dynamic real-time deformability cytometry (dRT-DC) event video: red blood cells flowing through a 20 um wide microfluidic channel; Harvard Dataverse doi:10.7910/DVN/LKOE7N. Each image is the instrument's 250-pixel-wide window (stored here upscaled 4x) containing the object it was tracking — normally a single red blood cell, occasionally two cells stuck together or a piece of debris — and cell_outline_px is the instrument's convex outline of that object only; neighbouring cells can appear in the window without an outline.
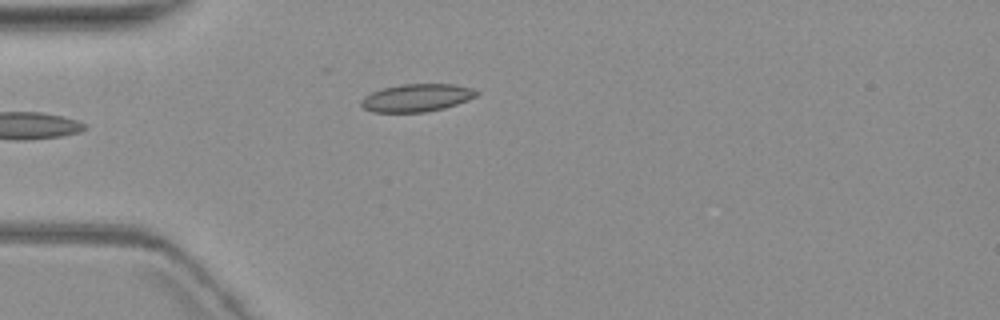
{"species": "common noctule bat (a hibernating species)", "species_latin": "Nyctalus noctula", "temperature_condition": "warm", "stored_images_in_passage": 11, "camera_frame_rate_fps": 3000, "um_per_image_px": 0.085, "animal": {"sex": "female", "body_mass_g": 19.3, "forearm_length_mm": 54.1}, "frame": {"image": 1, "passage_image": 5, "time_ms": 5.667, "image_size_px": [1000, 320], "cell_outline_px": [[480, 92], [476, 96], [468, 100], [444, 108], [424, 112], [372, 112], [364, 108], [360, 104], [360, 100], [364, 96], [372, 92], [384, 88], [400, 84], [452, 84], [472, 88]], "centroid_in_image_um": [35.41, 8.31], "position_along_channel_um": 49.6, "area_um2": 18.61}}
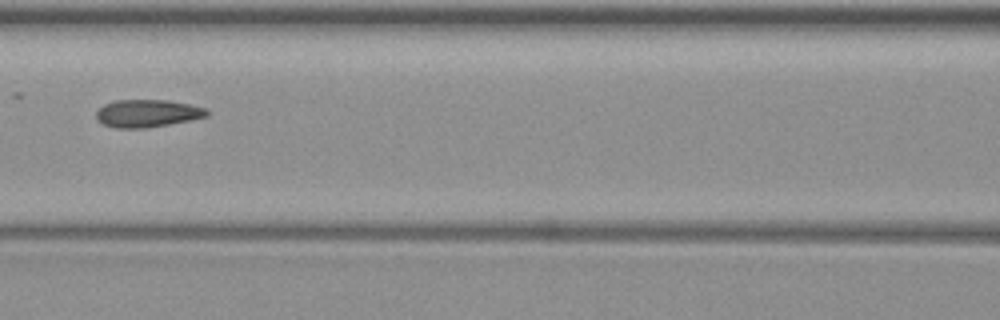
{"frame": {"image": 2, "passage_image": 8, "time_ms": 9.0, "image_size_px": [1000, 320], "cell_outline_px": [[208, 116], [192, 120], [144, 128], [116, 128], [104, 124], [96, 116], [96, 112], [104, 104], [116, 100], [168, 100], [192, 104], [208, 108]], "centroid_in_image_um": [12.58, 9.62], "position_along_channel_um": 154.0, "area_um2": 17.8}}
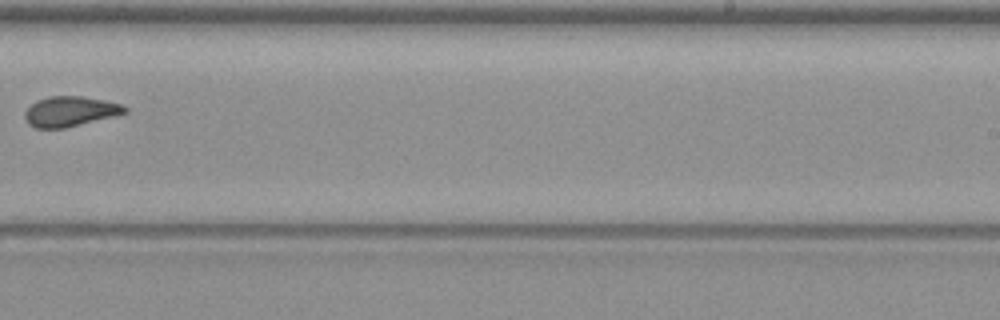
{"frame": {"image": 3, "passage_image": 11, "time_ms": 12.667, "image_size_px": [1000, 320], "cell_outline_px": [[128, 112], [64, 128], [36, 128], [28, 124], [24, 116], [24, 112], [36, 100], [48, 96], [80, 96], [104, 100], [124, 104], [128, 108]], "centroid_in_image_um": [5.95, 9.46], "position_along_channel_um": 283.0, "area_um2": 17.46}}